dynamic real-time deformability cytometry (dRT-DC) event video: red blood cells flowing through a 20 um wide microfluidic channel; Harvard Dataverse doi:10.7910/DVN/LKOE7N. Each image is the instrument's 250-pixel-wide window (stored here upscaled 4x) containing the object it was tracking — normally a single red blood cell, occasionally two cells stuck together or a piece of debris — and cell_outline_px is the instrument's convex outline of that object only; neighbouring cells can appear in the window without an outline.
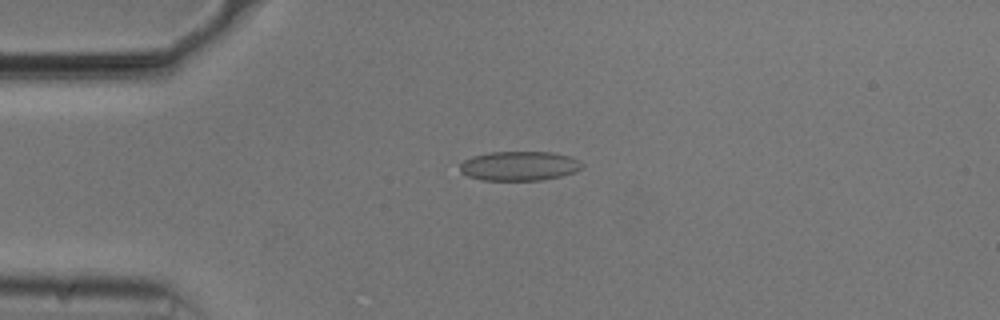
{"species": "common noctule bat (a hibernating species)", "species_latin": "Nyctalus noctula", "temperature_condition": "cold", "stored_images_in_passage": 54, "camera_frame_rate_fps": 3000, "um_per_image_px": 0.085, "animal": {"sex": "male", "body_mass_g": 20.5, "forearm_length_mm": 52.5}, "frame": {"image": 1, "passage_image": 13, "time_ms": 4.0, "image_size_px": [1000, 320], "cell_outline_px": [[584, 164], [576, 172], [560, 176], [540, 180], [484, 180], [468, 176], [460, 172], [460, 164], [464, 160], [472, 156], [488, 152], [552, 152], [572, 156], [580, 160]], "centroid_in_image_um": [44.16, 14.09], "position_along_channel_um": 40.8, "area_um2": 21.04}}
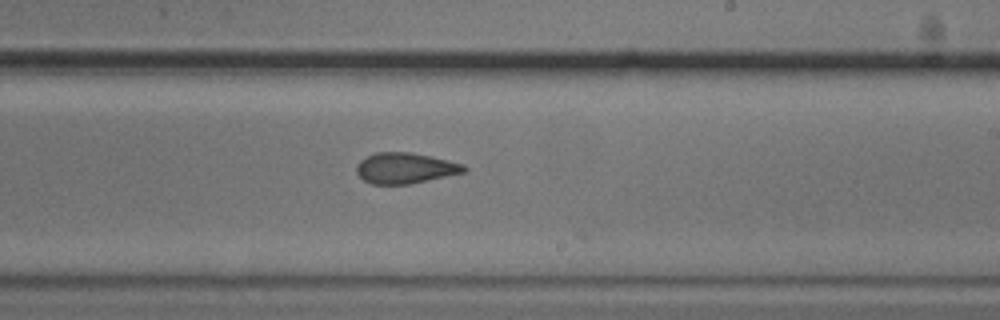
{"frame": {"image": 2, "passage_image": 32, "time_ms": 10.333, "image_size_px": [1000, 320], "cell_outline_px": [[468, 168], [464, 172], [408, 184], [372, 184], [364, 180], [356, 172], [356, 164], [360, 160], [376, 152], [412, 152], [432, 156], [464, 164]], "centroid_in_image_um": [34.43, 14.28], "position_along_channel_um": 254.6, "area_um2": 19.19}}
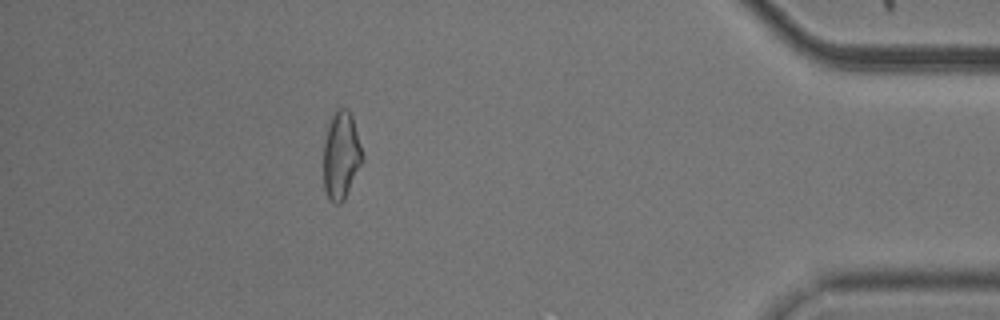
{"frame": {"image": 3, "passage_image": 48, "time_ms": 15.667, "image_size_px": [1000, 320], "cell_outline_px": [[364, 160], [344, 200], [340, 204], [336, 204], [328, 196], [324, 188], [324, 140], [332, 116], [336, 108], [348, 108], [352, 116], [364, 156]], "centroid_in_image_um": [29.02, 13.2], "position_along_channel_um": 406.2, "area_um2": 19.83}, "authors_computed_cell_mechanics": {"area_um2": 20.2878, "velocity_mm_per_s": 3.7521, "shape_relaxation_time_tau1_ms": null, "shape_relaxation_time_tau2_ms": 2.583, "deformation_change_tau1": null, "deformation_change_tau2": 0.0918}}